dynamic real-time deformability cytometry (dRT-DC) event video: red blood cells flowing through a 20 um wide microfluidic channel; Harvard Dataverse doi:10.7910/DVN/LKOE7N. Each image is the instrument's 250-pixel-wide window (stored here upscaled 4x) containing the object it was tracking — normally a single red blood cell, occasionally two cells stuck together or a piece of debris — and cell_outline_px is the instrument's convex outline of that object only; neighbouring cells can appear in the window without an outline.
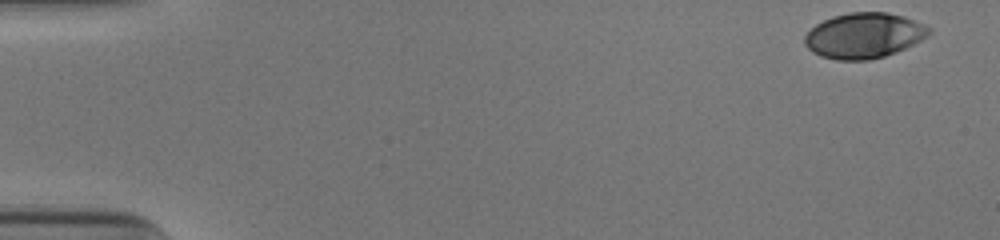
{"species": "human", "species_latin": "Homo sapiens", "temperature_condition": "cold", "stored_images_in_passage": 43, "camera_frame_rate_fps": 3000, "um_per_image_px": 0.085, "donor": {"sex": "male"}, "frame": {"image": 1, "passage_image": 1, "time_ms": 0.0, "image_size_px": [1000, 240], "cell_outline_px": [[932, 32], [928, 36], [896, 52], [884, 56], [868, 60], [836, 60], [820, 56], [812, 52], [804, 44], [804, 36], [816, 24], [832, 16], [848, 12], [888, 12], [904, 16], [924, 24], [932, 28]], "centroid_in_image_um": [73.44, 3.01], "position_along_channel_um": 11.6, "area_um2": 33.0}}
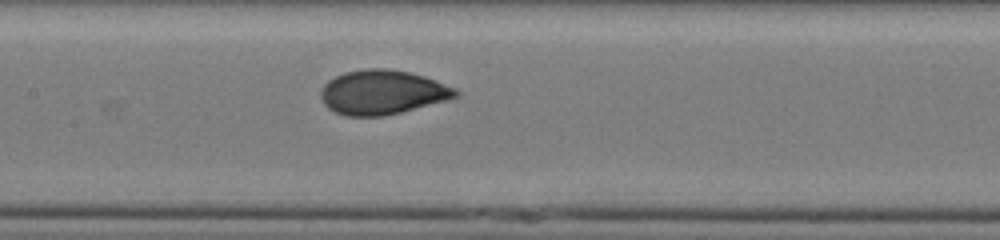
{"frame": {"image": 2, "passage_image": 25, "time_ms": 8.0, "image_size_px": [1000, 240], "cell_outline_px": [[460, 96], [448, 100], [384, 116], [344, 116], [328, 108], [324, 104], [320, 96], [320, 88], [328, 80], [344, 72], [368, 68], [384, 68], [408, 72], [424, 76], [436, 80], [456, 88], [460, 92]], "centroid_in_image_um": [32.51, 7.84], "position_along_channel_um": 174.9, "area_um2": 35.03}}
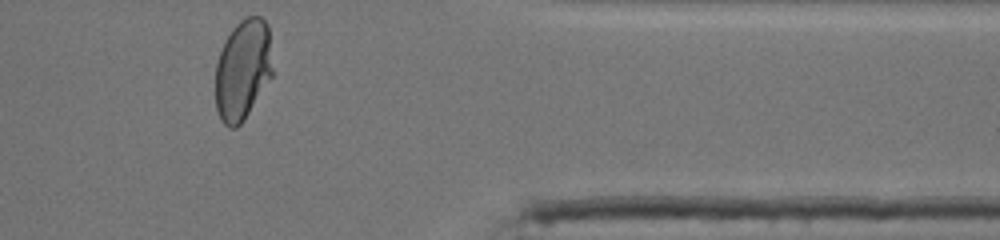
{"frame": {"image": 3, "passage_image": 43, "time_ms": 14.0, "image_size_px": [1000, 240], "cell_outline_px": [[272, 76], [244, 120], [236, 128], [228, 128], [224, 124], [216, 108], [216, 64], [220, 52], [232, 28], [240, 20], [248, 16], [260, 16], [268, 24], [272, 68]], "centroid_in_image_um": [20.64, 5.93], "position_along_channel_um": 390.8, "area_um2": 33.29}, "authors_computed_cell_mechanics": {"area_um2": 33.9286, "velocity_mm_per_s": 3.8931, "shape_relaxation_time_tau1_ms": 4.929, "shape_relaxation_time_tau2_ms": null, "deformation_change_tau1": 0.174, "deformation_change_tau2": null}}